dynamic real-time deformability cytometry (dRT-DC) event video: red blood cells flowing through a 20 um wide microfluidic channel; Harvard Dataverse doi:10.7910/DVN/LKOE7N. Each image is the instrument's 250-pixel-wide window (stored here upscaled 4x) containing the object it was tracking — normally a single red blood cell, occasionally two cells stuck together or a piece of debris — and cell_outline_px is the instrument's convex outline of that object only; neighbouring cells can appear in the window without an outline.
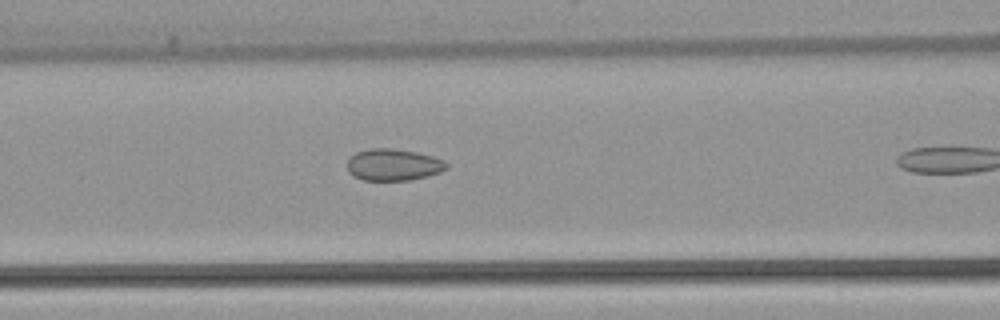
{"species": "common noctule bat (a hibernating species)", "species_latin": "Nyctalus noctula", "temperature_condition": "warm", "stored_images_in_passage": 14, "camera_frame_rate_fps": 3000, "um_per_image_px": 0.085, "animal": {"sex": "female", "body_mass_g": 22.7, "forearm_length_mm": 54.2}, "frame": {"image": 1, "passage_image": 10, "time_ms": 3.0, "image_size_px": [1000, 320], "cell_outline_px": [[448, 168], [440, 172], [428, 176], [408, 180], [364, 180], [352, 176], [348, 172], [348, 160], [356, 152], [372, 148], [392, 148], [416, 152], [432, 156], [444, 160], [448, 164]], "centroid_in_image_um": [33.44, 14.0], "position_along_channel_um": 133.2, "area_um2": 18.38}}